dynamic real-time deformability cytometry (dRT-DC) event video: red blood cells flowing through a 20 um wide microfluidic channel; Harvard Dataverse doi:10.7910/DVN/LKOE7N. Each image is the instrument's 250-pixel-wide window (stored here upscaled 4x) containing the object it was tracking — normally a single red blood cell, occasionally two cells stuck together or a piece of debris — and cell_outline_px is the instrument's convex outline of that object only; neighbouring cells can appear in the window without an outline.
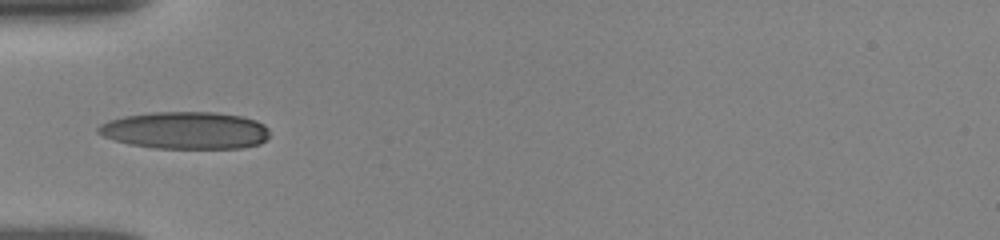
{"species": "human", "species_latin": "Homo sapiens", "temperature_condition": "room temperature", "stored_images_in_passage": 59, "camera_frame_rate_fps": 3000, "um_per_image_px": 0.085, "donor": {"sex": "female"}, "frame": {"image": 1, "passage_image": 1, "time_ms": 0.0, "image_size_px": [1000, 240], "cell_outline_px": [[268, 136], [260, 144], [244, 148], [156, 148], [128, 144], [104, 136], [96, 132], [96, 128], [100, 124], [108, 120], [124, 116], [152, 112], [212, 112], [240, 116], [256, 120], [264, 124], [268, 128]], "centroid_in_image_um": [15.75, 11.08], "position_along_channel_um": 69.2, "area_um2": 37.28}}
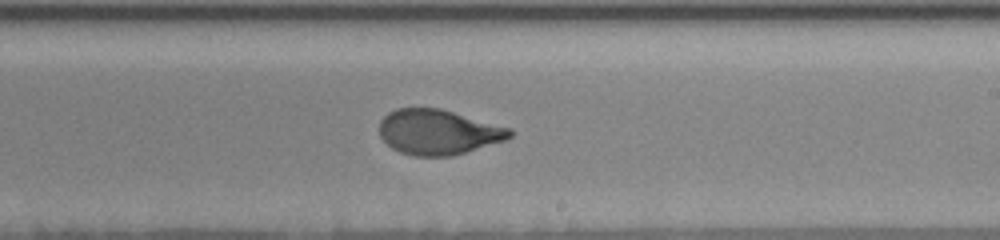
{"frame": {"image": 2, "passage_image": 25, "time_ms": 4.667, "image_size_px": [1000, 240], "cell_outline_px": [[512, 136], [504, 140], [452, 156], [416, 156], [400, 152], [392, 148], [380, 136], [380, 120], [388, 112], [396, 108], [440, 108], [512, 128]], "centroid_in_image_um": [37.24, 11.21], "position_along_channel_um": 251.8, "area_um2": 34.16}}
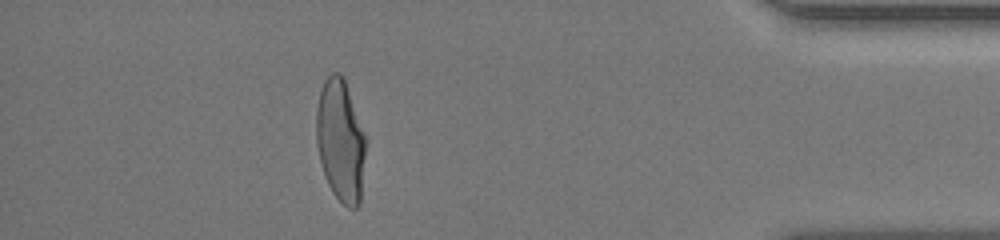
{"frame": {"image": 3, "passage_image": 49, "time_ms": 9.667, "image_size_px": [1000, 240], "cell_outline_px": [[364, 156], [360, 204], [356, 208], [348, 208], [332, 192], [328, 184], [320, 160], [316, 144], [316, 108], [320, 92], [324, 80], [332, 72], [340, 72], [344, 76], [364, 136]], "centroid_in_image_um": [28.91, 11.93], "position_along_channel_um": 406.3, "area_um2": 34.68}, "authors_computed_cell_mechanics": {"area_um2": 35.1424, "velocity_mm_per_s": 3.9052, "shape_relaxation_time_tau1_ms": 3.625, "shape_relaxation_time_tau2_ms": 0.7165, "deformation_change_tau1": 0.1847, "deformation_change_tau2": 0.0604}}